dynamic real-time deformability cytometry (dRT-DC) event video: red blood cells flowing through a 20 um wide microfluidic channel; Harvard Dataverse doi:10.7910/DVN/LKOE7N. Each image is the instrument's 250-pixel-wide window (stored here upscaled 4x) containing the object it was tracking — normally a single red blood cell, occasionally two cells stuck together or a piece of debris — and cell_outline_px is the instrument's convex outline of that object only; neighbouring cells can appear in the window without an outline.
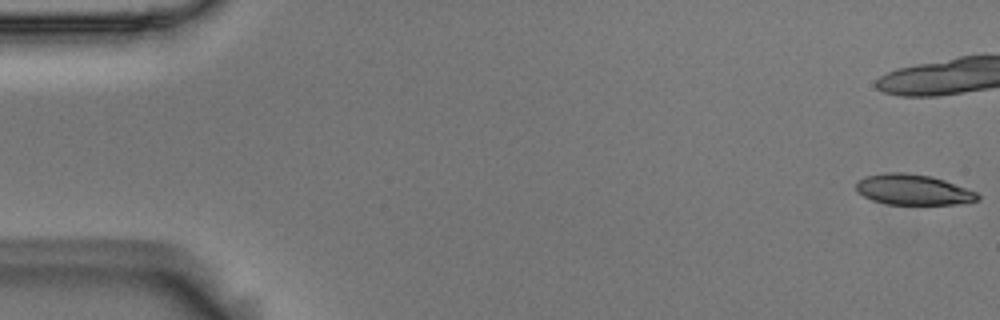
{"species": "Egyptian fruit bat (a non-hibernating species)", "species_latin": "Rousettus aegyptiacus", "temperature_condition": "room temperature", "stored_images_in_passage": 17, "camera_frame_rate_fps": 3000, "um_per_image_px": 0.085, "animal": {"sex": "male"}, "frame": {"image": 1, "passage_image": 1, "time_ms": 0.0, "image_size_px": [1000, 320], "cell_outline_px": [[980, 200], [956, 204], [888, 204], [872, 200], [856, 192], [856, 184], [864, 176], [884, 172], [904, 172], [932, 176], [944, 180], [976, 192], [980, 196]], "centroid_in_image_um": [77.59, 16.11], "position_along_channel_um": 7.4, "area_um2": 21.62}}